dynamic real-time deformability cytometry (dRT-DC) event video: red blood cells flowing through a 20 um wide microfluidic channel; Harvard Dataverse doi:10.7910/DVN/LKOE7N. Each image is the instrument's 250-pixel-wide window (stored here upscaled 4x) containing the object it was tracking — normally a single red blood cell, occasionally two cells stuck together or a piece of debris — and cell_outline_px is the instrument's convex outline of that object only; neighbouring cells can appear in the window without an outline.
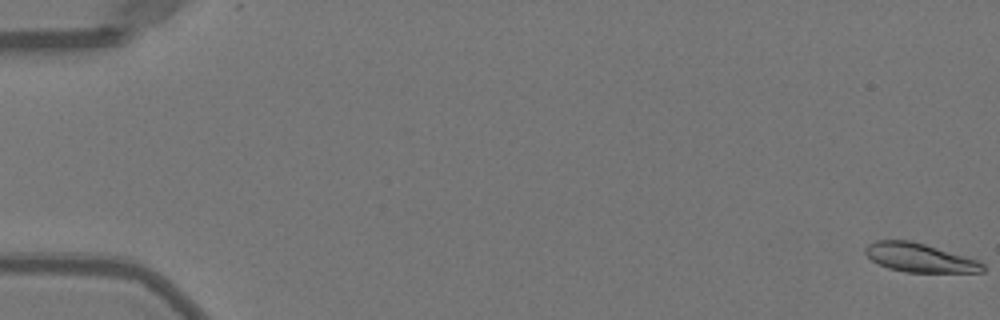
{"species": "Egyptian fruit bat (a non-hibernating species)", "species_latin": "Rousettus aegyptiacus", "temperature_condition": "warm", "stored_images_in_passage": 52, "camera_frame_rate_fps": 3000, "um_per_image_px": 0.085, "animal": {"sex": "female"}, "frame": {"image": 1, "passage_image": 1, "time_ms": 0.0, "image_size_px": [1000, 320], "cell_outline_px": [[984, 272], [904, 272], [888, 268], [872, 260], [864, 252], [864, 248], [868, 244], [876, 240], [912, 240], [980, 260], [984, 264]], "centroid_in_image_um": [78.18, 21.9], "position_along_channel_um": 6.8, "area_um2": 19.83}}
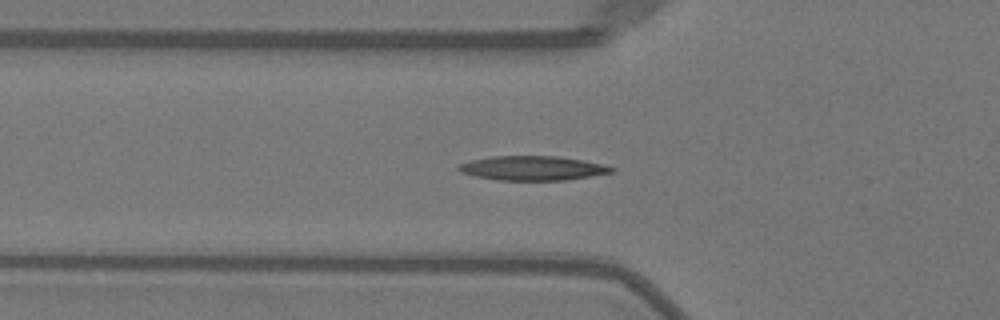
{"frame": {"image": 2, "passage_image": 19, "time_ms": 6.0, "image_size_px": [1000, 320], "cell_outline_px": [[616, 172], [564, 180], [496, 180], [476, 176], [460, 172], [456, 168], [460, 164], [472, 160], [492, 156], [560, 156], [584, 160], [604, 164], [616, 168]], "centroid_in_image_um": [45.32, 14.29], "position_along_channel_um": 80.5, "area_um2": 21.79}}
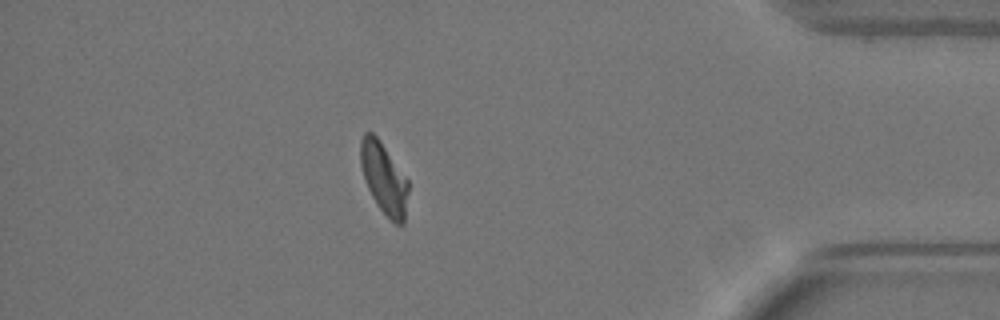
{"frame": {"image": 3, "passage_image": 46, "time_ms": 15.0, "image_size_px": [1000, 320], "cell_outline_px": [[408, 192], [404, 224], [396, 224], [380, 208], [372, 196], [364, 180], [360, 164], [360, 140], [364, 132], [372, 132], [380, 140], [408, 180]], "centroid_in_image_um": [32.62, 15.12], "position_along_channel_um": 402.6, "area_um2": 19.65}, "authors_computed_cell_mechanics": {"area_um2": 20.3745, "velocity_mm_per_s": 4.0052, "shape_relaxation_time_tau1_ms": 4.5679, "shape_relaxation_time_tau2_ms": 3.8609, "deformation_change_tau1": 0.1671, "deformation_change_tau2": 0.1102}}